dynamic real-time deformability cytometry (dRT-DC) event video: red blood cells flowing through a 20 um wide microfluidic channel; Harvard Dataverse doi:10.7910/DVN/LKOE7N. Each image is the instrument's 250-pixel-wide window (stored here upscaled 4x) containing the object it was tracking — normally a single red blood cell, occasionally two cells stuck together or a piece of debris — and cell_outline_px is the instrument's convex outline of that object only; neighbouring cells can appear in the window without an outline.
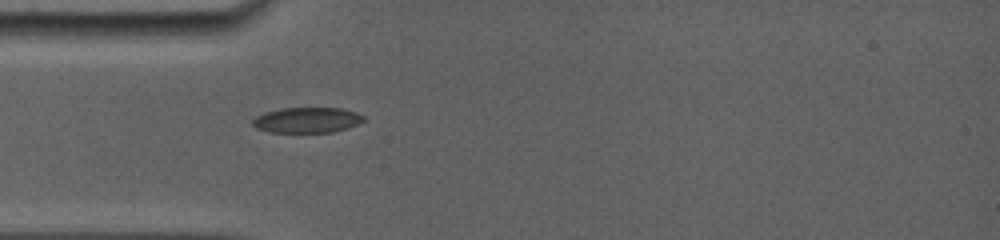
{"species": "common noctule bat (a hibernating species)", "species_latin": "Nyctalus noctula", "temperature_condition": "room temperature", "stored_images_in_passage": 6, "camera_frame_rate_fps": 5000, "um_per_image_px": 0.085, "animal": {"sex": "female", "body_mass_g": 19.0, "forearm_length_mm": 56.7}, "frame": {"image": 1, "passage_image": 3, "time_ms": 2.4, "image_size_px": [1000, 240], "cell_outline_px": [[364, 120], [348, 128], [332, 132], [268, 132], [256, 128], [252, 124], [252, 120], [256, 116], [264, 112], [280, 108], [340, 108], [356, 112], [364, 116]], "centroid_in_image_um": [26.06, 10.2], "position_along_channel_um": 58.9, "area_um2": 16.47}}
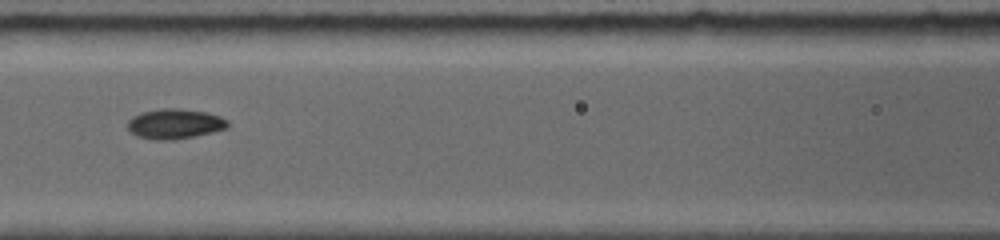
{"frame": {"image": 2, "passage_image": 5, "time_ms": 4.8, "image_size_px": [1000, 240], "cell_outline_px": [[228, 128], [212, 132], [172, 140], [156, 140], [136, 136], [128, 128], [128, 120], [132, 116], [140, 112], [160, 108], [180, 108], [208, 112], [220, 116], [228, 120]], "centroid_in_image_um": [14.85, 10.51], "position_along_channel_um": 151.7, "area_um2": 17.63}}
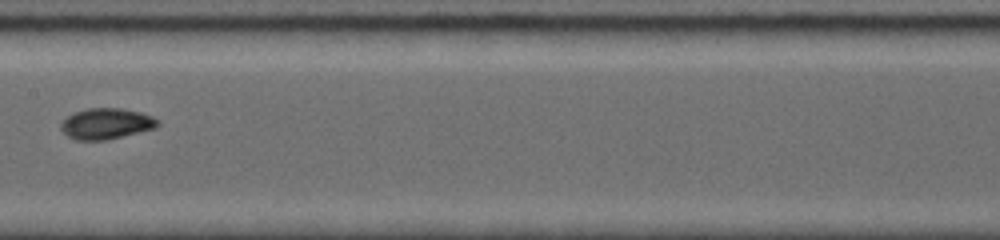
{"frame": {"image": 3, "passage_image": 6, "time_ms": 6.0, "image_size_px": [1000, 240], "cell_outline_px": [[160, 124], [156, 128], [108, 140], [76, 140], [68, 136], [60, 128], [60, 124], [72, 112], [88, 108], [120, 108], [140, 112], [152, 116], [160, 120]], "centroid_in_image_um": [9.05, 10.51], "position_along_channel_um": 198.3, "area_um2": 17.57}}